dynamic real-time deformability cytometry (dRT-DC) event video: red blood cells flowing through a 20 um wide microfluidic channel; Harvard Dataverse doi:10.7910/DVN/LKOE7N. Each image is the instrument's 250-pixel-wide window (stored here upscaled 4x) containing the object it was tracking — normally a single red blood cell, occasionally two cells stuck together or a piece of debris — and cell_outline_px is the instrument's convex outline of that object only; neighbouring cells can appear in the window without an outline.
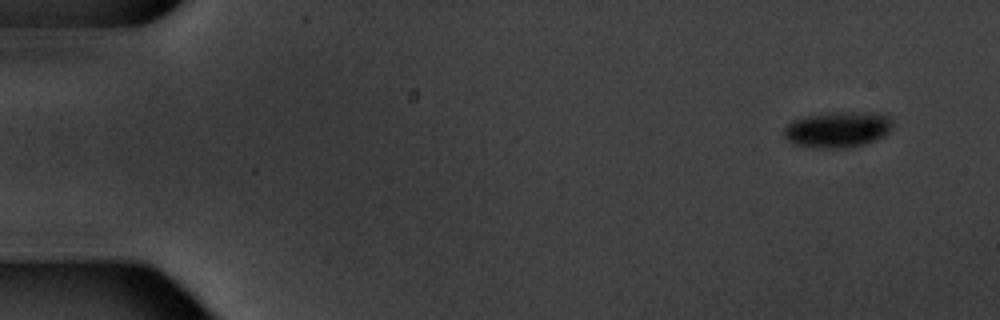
{"species": "common noctule bat (a hibernating species)", "species_latin": "Nyctalus noctula", "temperature_condition": "warm", "stored_images_in_passage": 6, "camera_frame_rate_fps": 3000, "um_per_image_px": 0.085, "animal": {"sex": "male", "body_mass_g": 20.1, "forearm_length_mm": 53.5}, "frame": {"image": 1, "passage_image": 1, "time_ms": 0.0, "image_size_px": [1000, 320], "cell_outline_px": [[892, 124], [888, 132], [884, 136], [860, 144], [844, 148], [824, 148], [796, 144], [788, 140], [784, 136], [784, 128], [788, 124], [796, 120], [808, 116], [832, 112], [876, 112], [888, 116], [892, 120]], "centroid_in_image_um": [71.22, 10.99], "position_along_channel_um": 13.8, "area_um2": 22.25}}
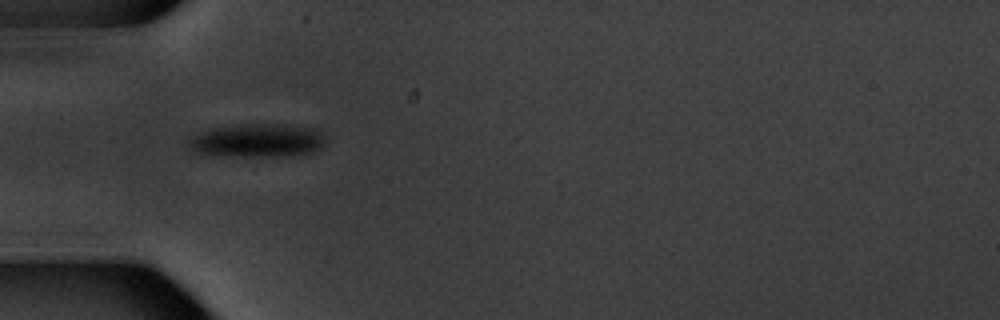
{"frame": {"image": 2, "passage_image": 5, "time_ms": 5.0, "image_size_px": [1000, 320], "cell_outline_px": [[324, 144], [320, 148], [312, 152], [280, 156], [244, 156], [200, 152], [192, 148], [188, 144], [188, 140], [196, 132], [212, 128], [236, 124], [288, 124], [320, 128], [324, 132]], "centroid_in_image_um": [21.96, 11.9], "position_along_channel_um": 63.0, "area_um2": 26.7}}